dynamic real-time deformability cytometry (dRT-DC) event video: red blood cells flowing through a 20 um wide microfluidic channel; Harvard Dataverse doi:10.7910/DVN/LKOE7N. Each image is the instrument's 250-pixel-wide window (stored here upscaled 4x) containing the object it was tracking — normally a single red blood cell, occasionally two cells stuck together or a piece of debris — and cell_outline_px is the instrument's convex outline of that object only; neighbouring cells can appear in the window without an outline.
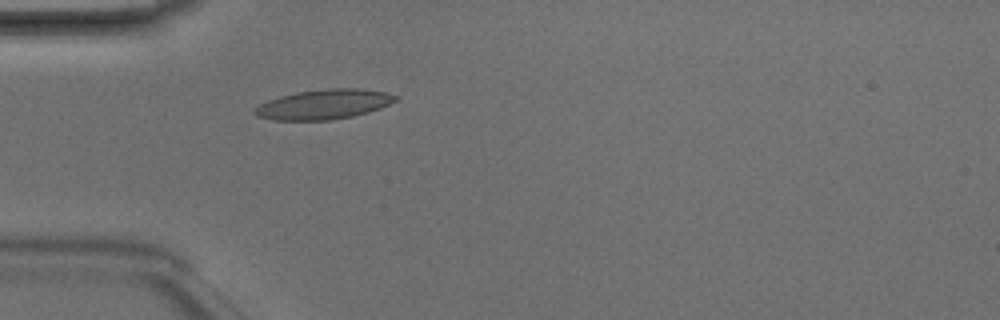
{"species": "Egyptian fruit bat (a non-hibernating species)", "species_latin": "Rousettus aegyptiacus", "temperature_condition": "room temperature", "stored_images_in_passage": 5, "camera_frame_rate_fps": 3000, "um_per_image_px": 0.085, "animal": {"sex": "male"}, "frame": {"image": 1, "passage_image": 5, "time_ms": 1.333, "image_size_px": [1000, 320], "cell_outline_px": [[400, 100], [380, 108], [368, 112], [352, 116], [328, 120], [276, 120], [256, 116], [252, 112], [260, 104], [268, 100], [280, 96], [296, 92], [328, 88], [360, 88], [384, 92], [400, 96]], "centroid_in_image_um": [27.56, 8.86], "position_along_channel_um": 57.4, "area_um2": 24.51}}